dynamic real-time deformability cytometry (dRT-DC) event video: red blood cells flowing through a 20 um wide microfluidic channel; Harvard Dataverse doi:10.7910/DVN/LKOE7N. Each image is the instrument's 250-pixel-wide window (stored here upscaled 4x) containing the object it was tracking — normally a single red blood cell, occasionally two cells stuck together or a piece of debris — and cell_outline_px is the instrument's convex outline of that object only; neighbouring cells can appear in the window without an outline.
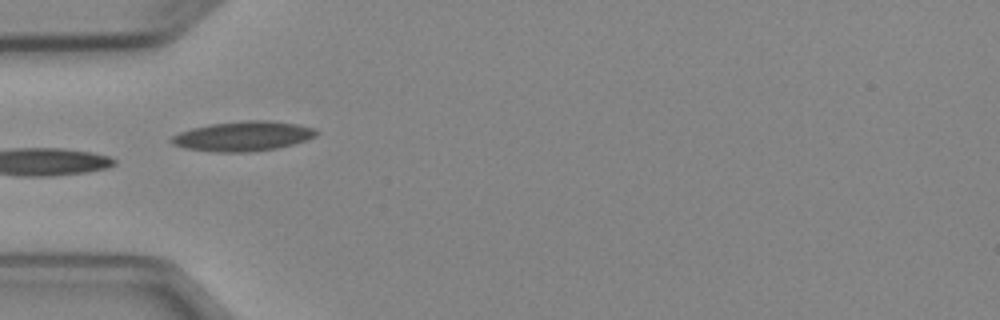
{"species": "Egyptian fruit bat (a non-hibernating species)", "species_latin": "Rousettus aegyptiacus", "temperature_condition": "cold", "stored_images_in_passage": 7, "camera_frame_rate_fps": 3000, "um_per_image_px": 0.085, "animal": {"sex": "female"}, "frame": {"image": 1, "passage_image": 4, "time_ms": 3.333, "image_size_px": [1000, 320], "cell_outline_px": [[320, 132], [316, 136], [308, 140], [276, 148], [248, 152], [216, 152], [184, 148], [172, 144], [168, 140], [172, 136], [180, 132], [192, 128], [212, 124], [248, 120], [268, 120], [296, 124], [316, 128]], "centroid_in_image_um": [20.68, 11.57], "position_along_channel_um": 64.3, "area_um2": 25.14}}
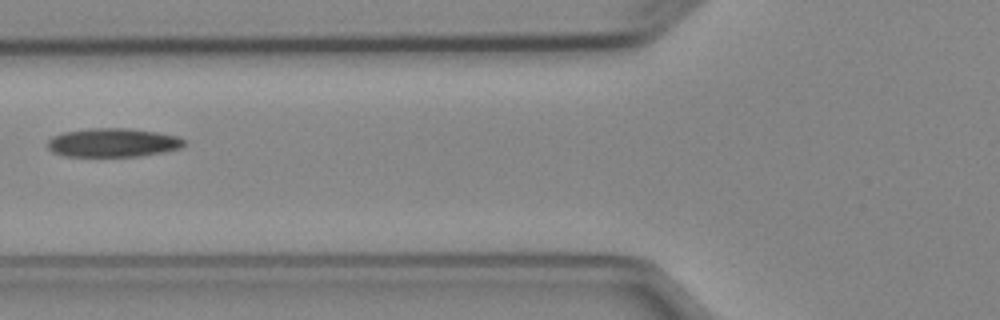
{"frame": {"image": 2, "passage_image": 5, "time_ms": 4.667, "image_size_px": [1000, 320], "cell_outline_px": [[184, 144], [180, 148], [164, 152], [140, 156], [64, 156], [52, 152], [48, 148], [48, 140], [52, 136], [64, 132], [88, 128], [128, 128], [156, 132], [176, 136], [184, 140]], "centroid_in_image_um": [9.56, 12.12], "position_along_channel_um": 116.2, "area_um2": 22.83}}